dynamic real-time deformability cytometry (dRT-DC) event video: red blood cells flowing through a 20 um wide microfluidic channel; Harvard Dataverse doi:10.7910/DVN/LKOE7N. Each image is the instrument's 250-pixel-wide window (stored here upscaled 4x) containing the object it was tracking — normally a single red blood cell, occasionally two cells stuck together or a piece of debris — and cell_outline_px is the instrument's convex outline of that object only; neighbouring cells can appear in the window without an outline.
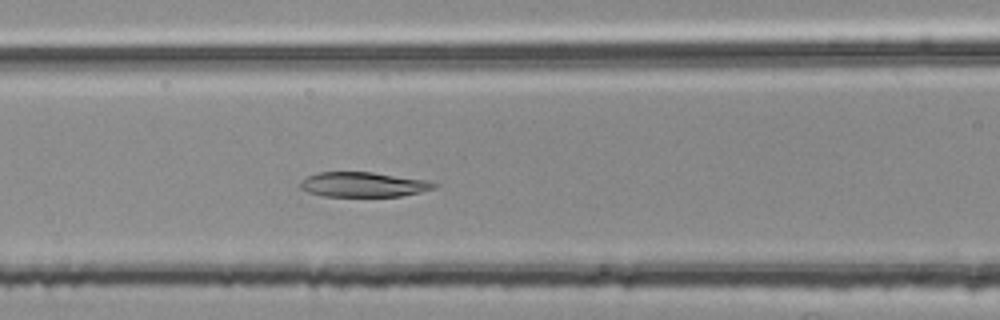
{"species": "common noctule bat (a hibernating species)", "species_latin": "Nyctalus noctula", "temperature_condition": "room temperature", "stored_images_in_passage": 52, "segment_of_instrument_passage": [2, 2], "camera_frame_rate_fps": 3000, "um_per_image_px": 0.085, "animal": {"sex": "female", "body_mass_g": 25.1}, "frame": {"image": 1, "passage_image": 23, "time_ms": 7.333, "image_size_px": [1000, 320], "cell_outline_px": [[440, 184], [436, 188], [420, 192], [400, 196], [320, 196], [308, 192], [300, 188], [300, 180], [316, 172], [372, 172], [428, 180]], "centroid_in_image_um": [30.89, 15.68], "position_along_channel_um": 135.7, "area_um2": 19.54}}
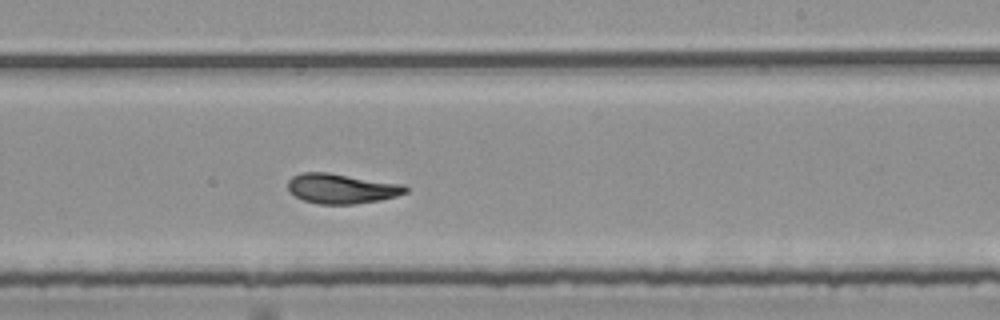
{"frame": {"image": 2, "passage_image": 33, "time_ms": 10.667, "image_size_px": [1000, 320], "cell_outline_px": [[408, 192], [396, 196], [380, 200], [356, 204], [320, 204], [304, 200], [296, 196], [288, 188], [288, 180], [292, 176], [300, 172], [328, 172], [404, 184], [408, 188]], "centroid_in_image_um": [29.05, 16.02], "position_along_channel_um": 259.9, "area_um2": 20.58}}
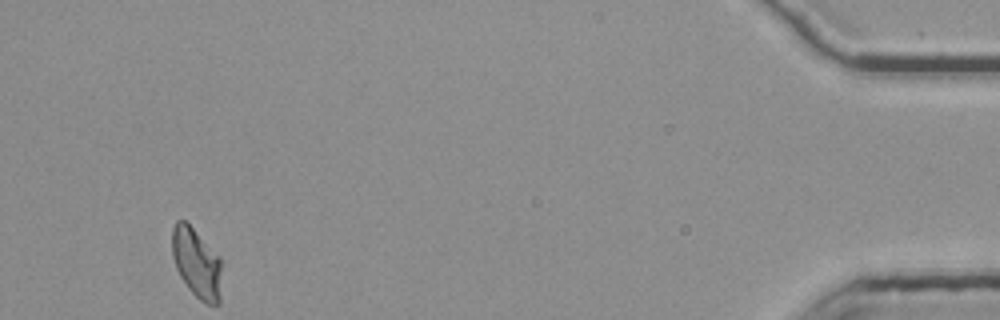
{"frame": {"image": 3, "passage_image": 52, "time_ms": 17.0, "image_size_px": [1000, 320], "cell_outline_px": [[220, 304], [208, 304], [200, 300], [188, 288], [180, 276], [176, 268], [172, 256], [172, 228], [176, 220], [184, 220], [220, 256]], "centroid_in_image_um": [16.69, 22.36], "position_along_channel_um": 418.5, "area_um2": 19.94}}